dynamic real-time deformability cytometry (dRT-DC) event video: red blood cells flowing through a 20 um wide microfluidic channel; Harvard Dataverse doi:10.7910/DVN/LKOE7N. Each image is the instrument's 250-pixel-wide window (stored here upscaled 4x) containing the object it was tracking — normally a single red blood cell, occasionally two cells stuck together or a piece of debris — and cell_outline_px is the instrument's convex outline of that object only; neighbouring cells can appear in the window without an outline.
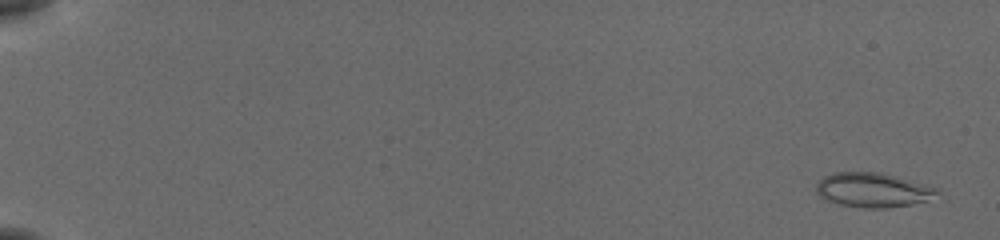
{"species": "common noctule bat (a hibernating species)", "species_latin": "Nyctalus noctula", "temperature_condition": "cold", "stored_images_in_passage": 57, "camera_frame_rate_fps": 3000, "um_per_image_px": 0.085, "animal": {"sex": "female", "body_mass_g": 19.5, "forearm_length_mm": 54.1}, "frame": {"image": 1, "passage_image": 3, "time_ms": 0.667, "image_size_px": [1000, 240], "cell_outline_px": [[940, 188], [936, 192], [924, 200], [912, 204], [888, 208], [864, 208], [840, 204], [828, 200], [820, 196], [816, 192], [816, 184], [824, 176], [832, 172], [880, 172]], "centroid_in_image_um": [74.13, 16.14], "position_along_channel_um": 10.9, "area_um2": 23.93}}
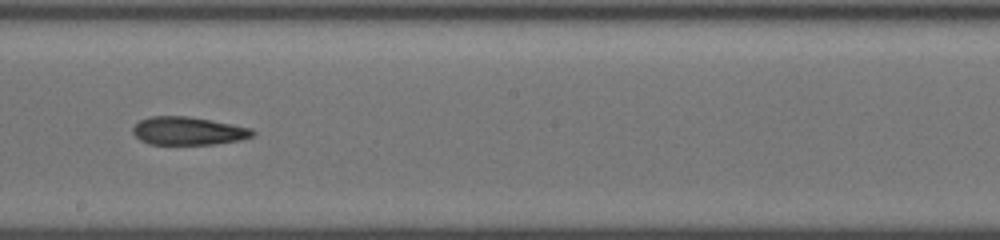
{"frame": {"image": 2, "passage_image": 35, "time_ms": 11.333, "image_size_px": [1000, 240], "cell_outline_px": [[256, 132], [252, 136], [240, 140], [212, 144], [148, 144], [140, 140], [132, 132], [132, 128], [140, 120], [152, 116], [188, 116], [212, 120], [252, 128]], "centroid_in_image_um": [16.0, 11.12], "position_along_channel_um": 232.2, "area_um2": 19.59}}
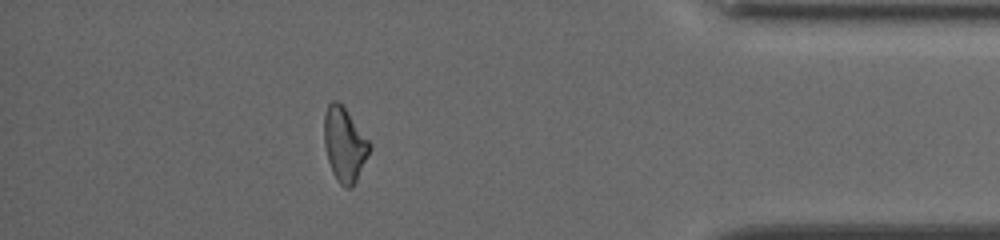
{"frame": {"image": 3, "passage_image": 51, "time_ms": 16.667, "image_size_px": [1000, 240], "cell_outline_px": [[372, 148], [352, 188], [344, 188], [336, 180], [332, 172], [328, 160], [324, 144], [324, 116], [328, 104], [332, 100], [336, 100], [348, 112], [372, 144]], "centroid_in_image_um": [29.29, 12.3], "position_along_channel_um": 405.9, "area_um2": 19.65}, "authors_computed_cell_mechanics": {"area_um2": 20.23, "velocity_mm_per_s": 3.834, "shape_relaxation_time_tau1_ms": null, "shape_relaxation_time_tau2_ms": 4.7971, "deformation_change_tau1": null, "deformation_change_tau2": 0.133}}